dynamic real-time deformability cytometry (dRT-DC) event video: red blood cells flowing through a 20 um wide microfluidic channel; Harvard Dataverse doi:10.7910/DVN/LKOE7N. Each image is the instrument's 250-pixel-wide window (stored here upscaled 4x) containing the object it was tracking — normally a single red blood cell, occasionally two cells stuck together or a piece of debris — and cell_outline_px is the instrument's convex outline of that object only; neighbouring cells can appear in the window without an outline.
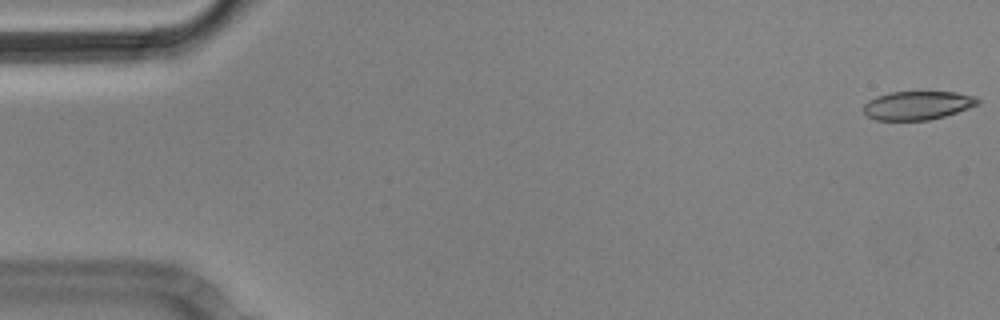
{"species": "Egyptian fruit bat (a non-hibernating species)", "species_latin": "Rousettus aegyptiacus", "temperature_condition": "cold", "stored_images_in_passage": 56, "camera_frame_rate_fps": 3000, "um_per_image_px": 0.085, "animal": {"sex": "male"}, "frame": {"image": 1, "passage_image": 1, "time_ms": 0.0, "image_size_px": [1000, 320], "cell_outline_px": [[980, 104], [944, 116], [928, 120], [876, 120], [868, 116], [864, 112], [864, 104], [868, 100], [876, 96], [892, 92], [956, 92], [976, 96], [980, 100]], "centroid_in_image_um": [78.0, 8.95], "position_along_channel_um": 7.0, "area_um2": 19.02}}
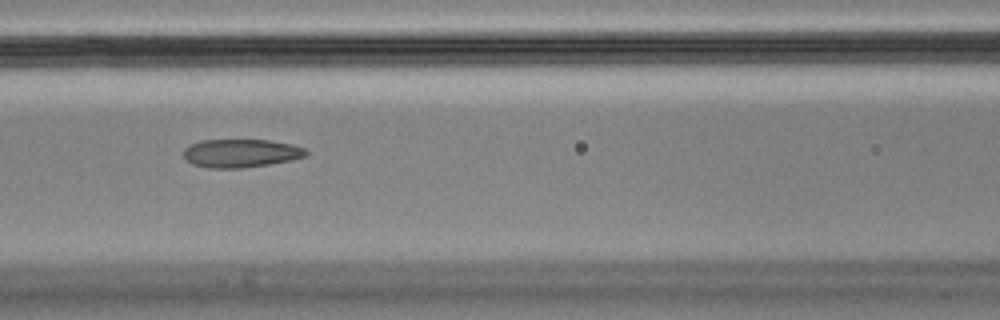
{"frame": {"image": 2, "passage_image": 24, "time_ms": 7.667, "image_size_px": [1000, 320], "cell_outline_px": [[308, 156], [268, 164], [244, 168], [208, 168], [192, 164], [184, 156], [184, 148], [200, 140], [268, 140], [292, 144], [304, 148], [308, 152]], "centroid_in_image_um": [20.47, 13.02], "position_along_channel_um": 146.1, "area_um2": 20.11}}
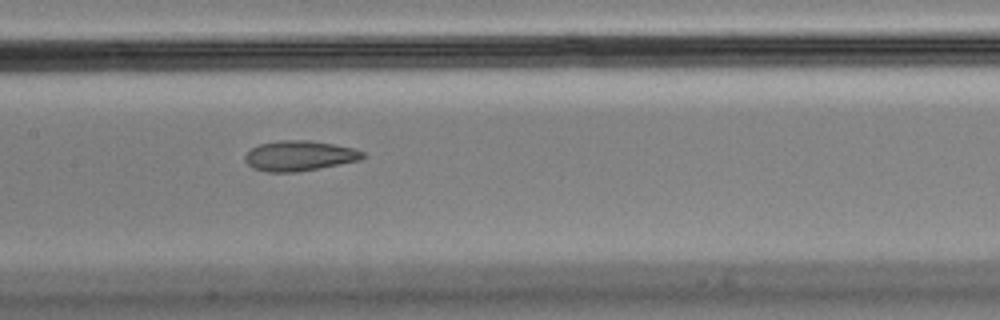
{"frame": {"image": 3, "passage_image": 27, "time_ms": 8.667, "image_size_px": [1000, 320], "cell_outline_px": [[364, 156], [360, 160], [296, 172], [268, 172], [252, 168], [244, 160], [244, 156], [252, 148], [260, 144], [280, 140], [312, 140], [352, 148], [364, 152]], "centroid_in_image_um": [25.41, 13.24], "position_along_channel_um": 182.0, "area_um2": 20.52}, "authors_computed_cell_mechanics": {"area_um2": 21.1837, "velocity_mm_per_s": 3.5782, "shape_relaxation_time_tau1_ms": null, "shape_relaxation_time_tau2_ms": 2.1299, "deformation_change_tau1": null, "deformation_change_tau2": 0.0803}}